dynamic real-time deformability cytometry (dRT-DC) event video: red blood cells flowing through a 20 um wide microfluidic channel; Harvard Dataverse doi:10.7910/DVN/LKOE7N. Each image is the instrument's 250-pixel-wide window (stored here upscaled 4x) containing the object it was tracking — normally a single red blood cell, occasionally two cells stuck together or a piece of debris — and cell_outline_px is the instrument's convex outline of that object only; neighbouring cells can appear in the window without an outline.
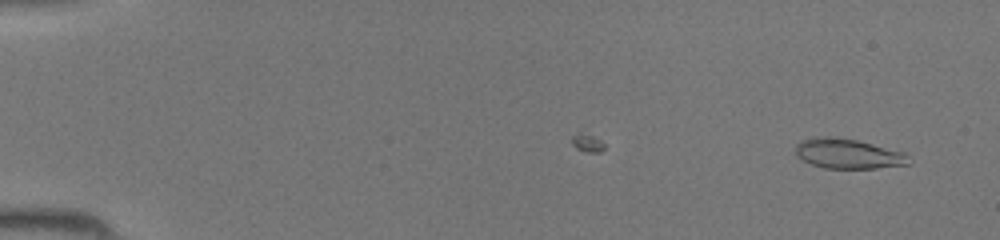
{"species": "common noctule bat (a hibernating species)", "species_latin": "Nyctalus noctula", "temperature_condition": "room temperature", "stored_images_in_passage": 39, "camera_frame_rate_fps": 3000, "um_per_image_px": 0.085, "animal": {"sex": "female", "body_mass_g": 19.5, "forearm_length_mm": 54.1}, "frame": {"image": 1, "passage_image": 2, "time_ms": 0.333, "image_size_px": [1000, 240], "cell_outline_px": [[908, 164], [876, 168], [824, 168], [812, 164], [796, 156], [796, 144], [800, 140], [816, 136], [836, 136], [856, 140], [904, 152], [908, 156]], "centroid_in_image_um": [72.03, 13.05], "position_along_channel_um": 13.0, "area_um2": 19.65}}
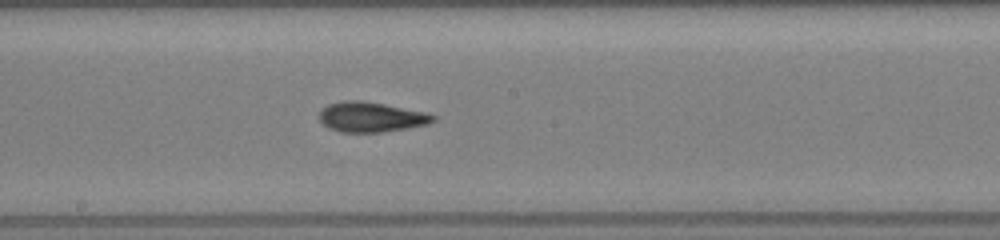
{"frame": {"image": 2, "passage_image": 25, "time_ms": 8.0, "image_size_px": [1000, 240], "cell_outline_px": [[436, 120], [428, 124], [408, 128], [384, 132], [340, 132], [328, 128], [320, 120], [320, 108], [328, 104], [344, 100], [360, 100], [384, 104], [424, 112], [436, 116]], "centroid_in_image_um": [31.52, 9.95], "position_along_channel_um": 216.7, "area_um2": 19.94}}
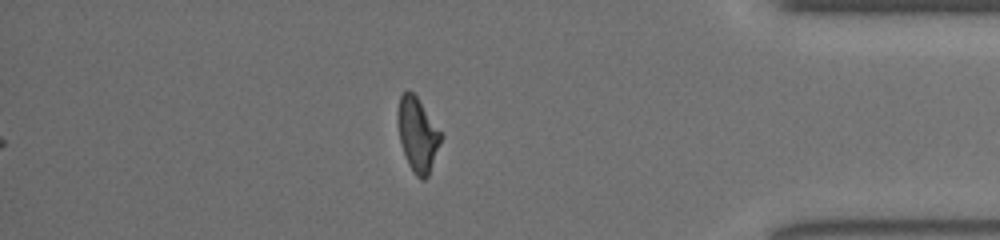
{"frame": {"image": 3, "passage_image": 39, "time_ms": 12.667, "image_size_px": [1000, 240], "cell_outline_px": [[440, 140], [428, 176], [424, 180], [420, 180], [412, 172], [408, 164], [400, 140], [396, 120], [396, 116], [400, 96], [404, 92], [412, 92], [416, 96], [440, 132]], "centroid_in_image_um": [35.44, 11.46], "position_along_channel_um": 399.8, "area_um2": 18.03}}